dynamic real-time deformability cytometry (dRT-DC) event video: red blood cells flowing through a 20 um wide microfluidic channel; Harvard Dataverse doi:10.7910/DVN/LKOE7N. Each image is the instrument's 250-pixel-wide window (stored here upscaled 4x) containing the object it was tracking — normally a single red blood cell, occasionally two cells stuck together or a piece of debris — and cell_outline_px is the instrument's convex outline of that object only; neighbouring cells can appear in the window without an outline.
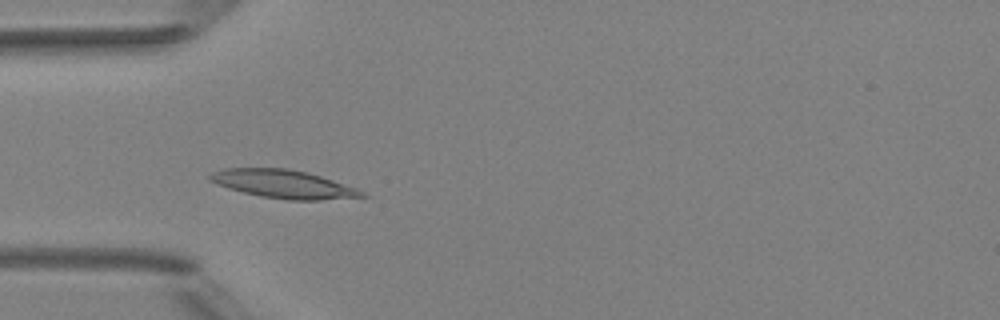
{"species": "Egyptian fruit bat (a non-hibernating species)", "species_latin": "Rousettus aegyptiacus", "temperature_condition": "room temperature", "stored_images_in_passage": 3, "camera_frame_rate_fps": 3000, "um_per_image_px": 0.085, "animal": {"sex": "female"}, "frame": {"image": 1, "passage_image": 2, "time_ms": 1.333, "image_size_px": [1000, 320], "cell_outline_px": [[368, 196], [320, 200], [288, 200], [260, 196], [228, 188], [216, 184], [208, 180], [208, 176], [212, 172], [224, 168], [288, 168], [308, 172], [356, 188], [364, 192]], "centroid_in_image_um": [24.06, 15.64], "position_along_channel_um": 60.9, "area_um2": 24.97}}
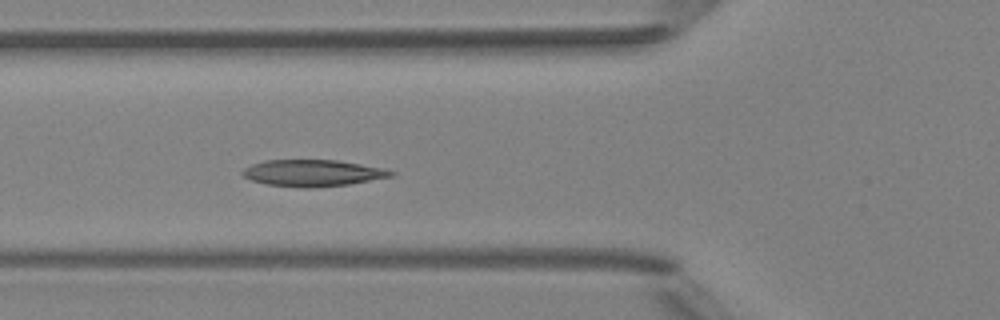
{"frame": {"image": 2, "passage_image": 3, "time_ms": 2.333, "image_size_px": [1000, 320], "cell_outline_px": [[396, 172], [392, 176], [348, 184], [308, 188], [304, 188], [268, 184], [252, 180], [244, 176], [240, 172], [244, 168], [252, 164], [264, 160], [336, 160], [384, 168]], "centroid_in_image_um": [26.56, 14.7], "position_along_channel_um": 99.2, "area_um2": 22.77}}